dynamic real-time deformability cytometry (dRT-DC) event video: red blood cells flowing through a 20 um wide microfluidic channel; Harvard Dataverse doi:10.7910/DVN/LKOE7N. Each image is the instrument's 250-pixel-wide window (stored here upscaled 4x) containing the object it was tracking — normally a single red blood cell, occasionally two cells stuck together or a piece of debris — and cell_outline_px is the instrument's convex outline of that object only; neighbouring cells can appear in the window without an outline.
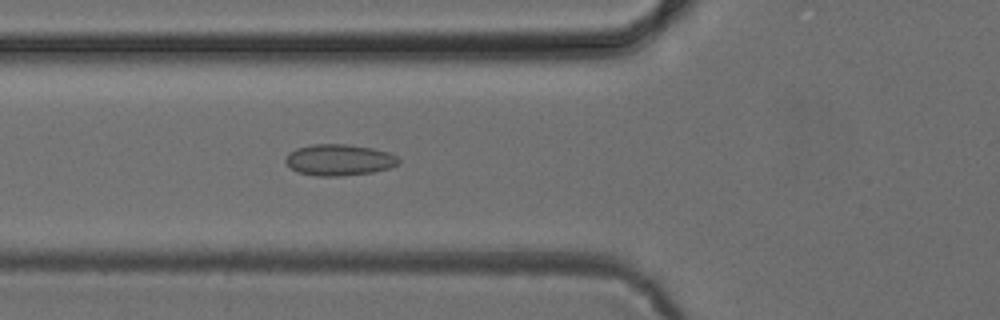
{"species": "common noctule bat (a hibernating species)", "species_latin": "Nyctalus noctula", "temperature_condition": "cold", "stored_images_in_passage": 6, "camera_frame_rate_fps": 3000, "um_per_image_px": 0.085, "animal": {"sex": "female", "body_mass_g": 24.6, "forearm_length_mm": 56.2}, "frame": {"image": 1, "passage_image": 6, "time_ms": 6.0, "image_size_px": [1000, 320], "cell_outline_px": [[400, 160], [396, 164], [388, 168], [372, 172], [340, 176], [316, 176], [296, 172], [284, 160], [288, 152], [296, 148], [312, 144], [348, 144], [372, 148], [388, 152], [396, 156]], "centroid_in_image_um": [28.78, 13.58], "position_along_channel_um": 97.0, "area_um2": 20.58}}